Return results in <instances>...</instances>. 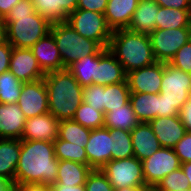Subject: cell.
I'll return each instance as SVG.
<instances>
[{
	"instance_id": "cell-1",
	"label": "cell",
	"mask_w": 191,
	"mask_h": 191,
	"mask_svg": "<svg viewBox=\"0 0 191 191\" xmlns=\"http://www.w3.org/2000/svg\"><path fill=\"white\" fill-rule=\"evenodd\" d=\"M59 160L54 143L41 140H21V152L15 172V184L56 182Z\"/></svg>"
},
{
	"instance_id": "cell-2",
	"label": "cell",
	"mask_w": 191,
	"mask_h": 191,
	"mask_svg": "<svg viewBox=\"0 0 191 191\" xmlns=\"http://www.w3.org/2000/svg\"><path fill=\"white\" fill-rule=\"evenodd\" d=\"M43 80L48 94L49 113L59 121L73 119L83 102V87L67 68L48 72Z\"/></svg>"
},
{
	"instance_id": "cell-3",
	"label": "cell",
	"mask_w": 191,
	"mask_h": 191,
	"mask_svg": "<svg viewBox=\"0 0 191 191\" xmlns=\"http://www.w3.org/2000/svg\"><path fill=\"white\" fill-rule=\"evenodd\" d=\"M108 50L122 64L126 74L156 62L149 34L127 28L113 31Z\"/></svg>"
},
{
	"instance_id": "cell-4",
	"label": "cell",
	"mask_w": 191,
	"mask_h": 191,
	"mask_svg": "<svg viewBox=\"0 0 191 191\" xmlns=\"http://www.w3.org/2000/svg\"><path fill=\"white\" fill-rule=\"evenodd\" d=\"M6 41L13 47L31 48L42 37L50 33L52 22L38 12L23 16H6Z\"/></svg>"
},
{
	"instance_id": "cell-5",
	"label": "cell",
	"mask_w": 191,
	"mask_h": 191,
	"mask_svg": "<svg viewBox=\"0 0 191 191\" xmlns=\"http://www.w3.org/2000/svg\"><path fill=\"white\" fill-rule=\"evenodd\" d=\"M50 32L55 38L64 68L87 55L99 54L104 48L79 35L66 21L53 22Z\"/></svg>"
},
{
	"instance_id": "cell-6",
	"label": "cell",
	"mask_w": 191,
	"mask_h": 191,
	"mask_svg": "<svg viewBox=\"0 0 191 191\" xmlns=\"http://www.w3.org/2000/svg\"><path fill=\"white\" fill-rule=\"evenodd\" d=\"M66 22L79 35L97 42L103 48H108L113 31L103 13L76 9L69 14Z\"/></svg>"
},
{
	"instance_id": "cell-7",
	"label": "cell",
	"mask_w": 191,
	"mask_h": 191,
	"mask_svg": "<svg viewBox=\"0 0 191 191\" xmlns=\"http://www.w3.org/2000/svg\"><path fill=\"white\" fill-rule=\"evenodd\" d=\"M100 170L115 190L145 185L142 161L135 156L110 160Z\"/></svg>"
},
{
	"instance_id": "cell-8",
	"label": "cell",
	"mask_w": 191,
	"mask_h": 191,
	"mask_svg": "<svg viewBox=\"0 0 191 191\" xmlns=\"http://www.w3.org/2000/svg\"><path fill=\"white\" fill-rule=\"evenodd\" d=\"M160 94L179 110L191 97V74L164 62Z\"/></svg>"
},
{
	"instance_id": "cell-9",
	"label": "cell",
	"mask_w": 191,
	"mask_h": 191,
	"mask_svg": "<svg viewBox=\"0 0 191 191\" xmlns=\"http://www.w3.org/2000/svg\"><path fill=\"white\" fill-rule=\"evenodd\" d=\"M149 37L156 61L169 63L176 52L191 39V27L156 29Z\"/></svg>"
},
{
	"instance_id": "cell-10",
	"label": "cell",
	"mask_w": 191,
	"mask_h": 191,
	"mask_svg": "<svg viewBox=\"0 0 191 191\" xmlns=\"http://www.w3.org/2000/svg\"><path fill=\"white\" fill-rule=\"evenodd\" d=\"M145 185H157L166 175L181 167L174 149L160 147L150 157L142 161Z\"/></svg>"
},
{
	"instance_id": "cell-11",
	"label": "cell",
	"mask_w": 191,
	"mask_h": 191,
	"mask_svg": "<svg viewBox=\"0 0 191 191\" xmlns=\"http://www.w3.org/2000/svg\"><path fill=\"white\" fill-rule=\"evenodd\" d=\"M17 104L26 119L49 113L48 94L43 78L23 83Z\"/></svg>"
},
{
	"instance_id": "cell-12",
	"label": "cell",
	"mask_w": 191,
	"mask_h": 191,
	"mask_svg": "<svg viewBox=\"0 0 191 191\" xmlns=\"http://www.w3.org/2000/svg\"><path fill=\"white\" fill-rule=\"evenodd\" d=\"M164 62L156 61L154 64L133 70L127 73V83L131 93L158 94L161 89Z\"/></svg>"
},
{
	"instance_id": "cell-13",
	"label": "cell",
	"mask_w": 191,
	"mask_h": 191,
	"mask_svg": "<svg viewBox=\"0 0 191 191\" xmlns=\"http://www.w3.org/2000/svg\"><path fill=\"white\" fill-rule=\"evenodd\" d=\"M112 137L110 129L106 127L91 130L85 146L88 165L92 169H101L111 160Z\"/></svg>"
},
{
	"instance_id": "cell-14",
	"label": "cell",
	"mask_w": 191,
	"mask_h": 191,
	"mask_svg": "<svg viewBox=\"0 0 191 191\" xmlns=\"http://www.w3.org/2000/svg\"><path fill=\"white\" fill-rule=\"evenodd\" d=\"M9 71L23 83L33 82L45 76L30 48L13 47Z\"/></svg>"
},
{
	"instance_id": "cell-15",
	"label": "cell",
	"mask_w": 191,
	"mask_h": 191,
	"mask_svg": "<svg viewBox=\"0 0 191 191\" xmlns=\"http://www.w3.org/2000/svg\"><path fill=\"white\" fill-rule=\"evenodd\" d=\"M59 122L50 113L26 119L21 140L54 142L58 138Z\"/></svg>"
},
{
	"instance_id": "cell-16",
	"label": "cell",
	"mask_w": 191,
	"mask_h": 191,
	"mask_svg": "<svg viewBox=\"0 0 191 191\" xmlns=\"http://www.w3.org/2000/svg\"><path fill=\"white\" fill-rule=\"evenodd\" d=\"M149 124L161 147L173 149L187 132L179 115L156 117Z\"/></svg>"
},
{
	"instance_id": "cell-17",
	"label": "cell",
	"mask_w": 191,
	"mask_h": 191,
	"mask_svg": "<svg viewBox=\"0 0 191 191\" xmlns=\"http://www.w3.org/2000/svg\"><path fill=\"white\" fill-rule=\"evenodd\" d=\"M30 49L45 74L65 69L51 32L37 41Z\"/></svg>"
},
{
	"instance_id": "cell-18",
	"label": "cell",
	"mask_w": 191,
	"mask_h": 191,
	"mask_svg": "<svg viewBox=\"0 0 191 191\" xmlns=\"http://www.w3.org/2000/svg\"><path fill=\"white\" fill-rule=\"evenodd\" d=\"M25 122L17 103H0V138L21 139Z\"/></svg>"
},
{
	"instance_id": "cell-19",
	"label": "cell",
	"mask_w": 191,
	"mask_h": 191,
	"mask_svg": "<svg viewBox=\"0 0 191 191\" xmlns=\"http://www.w3.org/2000/svg\"><path fill=\"white\" fill-rule=\"evenodd\" d=\"M127 74L115 56L104 48L98 54L97 78L98 85L106 86L126 81Z\"/></svg>"
},
{
	"instance_id": "cell-20",
	"label": "cell",
	"mask_w": 191,
	"mask_h": 191,
	"mask_svg": "<svg viewBox=\"0 0 191 191\" xmlns=\"http://www.w3.org/2000/svg\"><path fill=\"white\" fill-rule=\"evenodd\" d=\"M138 3L139 0H108L104 16L112 31L128 28Z\"/></svg>"
},
{
	"instance_id": "cell-21",
	"label": "cell",
	"mask_w": 191,
	"mask_h": 191,
	"mask_svg": "<svg viewBox=\"0 0 191 191\" xmlns=\"http://www.w3.org/2000/svg\"><path fill=\"white\" fill-rule=\"evenodd\" d=\"M134 156L140 161L150 157L161 146L149 123L140 122L131 131Z\"/></svg>"
},
{
	"instance_id": "cell-22",
	"label": "cell",
	"mask_w": 191,
	"mask_h": 191,
	"mask_svg": "<svg viewBox=\"0 0 191 191\" xmlns=\"http://www.w3.org/2000/svg\"><path fill=\"white\" fill-rule=\"evenodd\" d=\"M159 5L154 0H139L127 29L133 32L150 34L156 30Z\"/></svg>"
},
{
	"instance_id": "cell-23",
	"label": "cell",
	"mask_w": 191,
	"mask_h": 191,
	"mask_svg": "<svg viewBox=\"0 0 191 191\" xmlns=\"http://www.w3.org/2000/svg\"><path fill=\"white\" fill-rule=\"evenodd\" d=\"M21 152V139L0 138V176L15 185V172Z\"/></svg>"
},
{
	"instance_id": "cell-24",
	"label": "cell",
	"mask_w": 191,
	"mask_h": 191,
	"mask_svg": "<svg viewBox=\"0 0 191 191\" xmlns=\"http://www.w3.org/2000/svg\"><path fill=\"white\" fill-rule=\"evenodd\" d=\"M35 11L53 22L67 21L77 9L78 0H31Z\"/></svg>"
},
{
	"instance_id": "cell-25",
	"label": "cell",
	"mask_w": 191,
	"mask_h": 191,
	"mask_svg": "<svg viewBox=\"0 0 191 191\" xmlns=\"http://www.w3.org/2000/svg\"><path fill=\"white\" fill-rule=\"evenodd\" d=\"M92 168L79 162L59 160L57 179L52 185H85Z\"/></svg>"
},
{
	"instance_id": "cell-26",
	"label": "cell",
	"mask_w": 191,
	"mask_h": 191,
	"mask_svg": "<svg viewBox=\"0 0 191 191\" xmlns=\"http://www.w3.org/2000/svg\"><path fill=\"white\" fill-rule=\"evenodd\" d=\"M130 103L140 122L149 123L158 117L159 93H130Z\"/></svg>"
},
{
	"instance_id": "cell-27",
	"label": "cell",
	"mask_w": 191,
	"mask_h": 191,
	"mask_svg": "<svg viewBox=\"0 0 191 191\" xmlns=\"http://www.w3.org/2000/svg\"><path fill=\"white\" fill-rule=\"evenodd\" d=\"M98 54L87 55L78 59L67 69L82 86L98 84L97 78Z\"/></svg>"
},
{
	"instance_id": "cell-28",
	"label": "cell",
	"mask_w": 191,
	"mask_h": 191,
	"mask_svg": "<svg viewBox=\"0 0 191 191\" xmlns=\"http://www.w3.org/2000/svg\"><path fill=\"white\" fill-rule=\"evenodd\" d=\"M140 121L135 115L130 101L117 109L104 114V125L108 129H122L131 131Z\"/></svg>"
},
{
	"instance_id": "cell-29",
	"label": "cell",
	"mask_w": 191,
	"mask_h": 191,
	"mask_svg": "<svg viewBox=\"0 0 191 191\" xmlns=\"http://www.w3.org/2000/svg\"><path fill=\"white\" fill-rule=\"evenodd\" d=\"M180 27H191V10L159 6L156 29H177Z\"/></svg>"
},
{
	"instance_id": "cell-30",
	"label": "cell",
	"mask_w": 191,
	"mask_h": 191,
	"mask_svg": "<svg viewBox=\"0 0 191 191\" xmlns=\"http://www.w3.org/2000/svg\"><path fill=\"white\" fill-rule=\"evenodd\" d=\"M130 93L127 80L104 86L103 113H108L112 109H117L127 104L130 101Z\"/></svg>"
},
{
	"instance_id": "cell-31",
	"label": "cell",
	"mask_w": 191,
	"mask_h": 191,
	"mask_svg": "<svg viewBox=\"0 0 191 191\" xmlns=\"http://www.w3.org/2000/svg\"><path fill=\"white\" fill-rule=\"evenodd\" d=\"M91 129L85 128L73 119L61 120L59 122L58 137L61 140L77 145H87Z\"/></svg>"
},
{
	"instance_id": "cell-32",
	"label": "cell",
	"mask_w": 191,
	"mask_h": 191,
	"mask_svg": "<svg viewBox=\"0 0 191 191\" xmlns=\"http://www.w3.org/2000/svg\"><path fill=\"white\" fill-rule=\"evenodd\" d=\"M112 137L111 160L127 159L134 156L132 138L129 131L110 129Z\"/></svg>"
},
{
	"instance_id": "cell-33",
	"label": "cell",
	"mask_w": 191,
	"mask_h": 191,
	"mask_svg": "<svg viewBox=\"0 0 191 191\" xmlns=\"http://www.w3.org/2000/svg\"><path fill=\"white\" fill-rule=\"evenodd\" d=\"M53 143L55 157L58 160H68L88 165V158L84 145L67 142L61 140L59 137Z\"/></svg>"
},
{
	"instance_id": "cell-34",
	"label": "cell",
	"mask_w": 191,
	"mask_h": 191,
	"mask_svg": "<svg viewBox=\"0 0 191 191\" xmlns=\"http://www.w3.org/2000/svg\"><path fill=\"white\" fill-rule=\"evenodd\" d=\"M23 82L10 71L0 74V103H17Z\"/></svg>"
},
{
	"instance_id": "cell-35",
	"label": "cell",
	"mask_w": 191,
	"mask_h": 191,
	"mask_svg": "<svg viewBox=\"0 0 191 191\" xmlns=\"http://www.w3.org/2000/svg\"><path fill=\"white\" fill-rule=\"evenodd\" d=\"M75 122L91 130L101 128L104 125V113L96 110L92 106L85 102L77 108L75 116L73 117Z\"/></svg>"
},
{
	"instance_id": "cell-36",
	"label": "cell",
	"mask_w": 191,
	"mask_h": 191,
	"mask_svg": "<svg viewBox=\"0 0 191 191\" xmlns=\"http://www.w3.org/2000/svg\"><path fill=\"white\" fill-rule=\"evenodd\" d=\"M156 186L161 191H180L191 188L188 177L184 174L181 167L166 175Z\"/></svg>"
},
{
	"instance_id": "cell-37",
	"label": "cell",
	"mask_w": 191,
	"mask_h": 191,
	"mask_svg": "<svg viewBox=\"0 0 191 191\" xmlns=\"http://www.w3.org/2000/svg\"><path fill=\"white\" fill-rule=\"evenodd\" d=\"M86 191H115L100 169H92L85 182Z\"/></svg>"
},
{
	"instance_id": "cell-38",
	"label": "cell",
	"mask_w": 191,
	"mask_h": 191,
	"mask_svg": "<svg viewBox=\"0 0 191 191\" xmlns=\"http://www.w3.org/2000/svg\"><path fill=\"white\" fill-rule=\"evenodd\" d=\"M104 86L92 84L83 87V102L103 112Z\"/></svg>"
},
{
	"instance_id": "cell-39",
	"label": "cell",
	"mask_w": 191,
	"mask_h": 191,
	"mask_svg": "<svg viewBox=\"0 0 191 191\" xmlns=\"http://www.w3.org/2000/svg\"><path fill=\"white\" fill-rule=\"evenodd\" d=\"M169 64L191 74V39L176 52Z\"/></svg>"
},
{
	"instance_id": "cell-40",
	"label": "cell",
	"mask_w": 191,
	"mask_h": 191,
	"mask_svg": "<svg viewBox=\"0 0 191 191\" xmlns=\"http://www.w3.org/2000/svg\"><path fill=\"white\" fill-rule=\"evenodd\" d=\"M173 149L181 163L191 162V132L187 131Z\"/></svg>"
},
{
	"instance_id": "cell-41",
	"label": "cell",
	"mask_w": 191,
	"mask_h": 191,
	"mask_svg": "<svg viewBox=\"0 0 191 191\" xmlns=\"http://www.w3.org/2000/svg\"><path fill=\"white\" fill-rule=\"evenodd\" d=\"M108 0H78L77 9L105 13Z\"/></svg>"
},
{
	"instance_id": "cell-42",
	"label": "cell",
	"mask_w": 191,
	"mask_h": 191,
	"mask_svg": "<svg viewBox=\"0 0 191 191\" xmlns=\"http://www.w3.org/2000/svg\"><path fill=\"white\" fill-rule=\"evenodd\" d=\"M35 12V7L31 0H20L14 5L7 16H23L34 14Z\"/></svg>"
},
{
	"instance_id": "cell-43",
	"label": "cell",
	"mask_w": 191,
	"mask_h": 191,
	"mask_svg": "<svg viewBox=\"0 0 191 191\" xmlns=\"http://www.w3.org/2000/svg\"><path fill=\"white\" fill-rule=\"evenodd\" d=\"M12 50L13 46L8 41L0 45V74L9 71Z\"/></svg>"
},
{
	"instance_id": "cell-44",
	"label": "cell",
	"mask_w": 191,
	"mask_h": 191,
	"mask_svg": "<svg viewBox=\"0 0 191 191\" xmlns=\"http://www.w3.org/2000/svg\"><path fill=\"white\" fill-rule=\"evenodd\" d=\"M159 6L180 10H191V0H154Z\"/></svg>"
},
{
	"instance_id": "cell-45",
	"label": "cell",
	"mask_w": 191,
	"mask_h": 191,
	"mask_svg": "<svg viewBox=\"0 0 191 191\" xmlns=\"http://www.w3.org/2000/svg\"><path fill=\"white\" fill-rule=\"evenodd\" d=\"M180 114V110L170 105L165 99L164 96H162L159 93V111H158V117L162 116H177Z\"/></svg>"
},
{
	"instance_id": "cell-46",
	"label": "cell",
	"mask_w": 191,
	"mask_h": 191,
	"mask_svg": "<svg viewBox=\"0 0 191 191\" xmlns=\"http://www.w3.org/2000/svg\"><path fill=\"white\" fill-rule=\"evenodd\" d=\"M179 116L186 131L191 132V97L181 108Z\"/></svg>"
},
{
	"instance_id": "cell-47",
	"label": "cell",
	"mask_w": 191,
	"mask_h": 191,
	"mask_svg": "<svg viewBox=\"0 0 191 191\" xmlns=\"http://www.w3.org/2000/svg\"><path fill=\"white\" fill-rule=\"evenodd\" d=\"M14 191H51L50 185L40 183L15 184Z\"/></svg>"
},
{
	"instance_id": "cell-48",
	"label": "cell",
	"mask_w": 191,
	"mask_h": 191,
	"mask_svg": "<svg viewBox=\"0 0 191 191\" xmlns=\"http://www.w3.org/2000/svg\"><path fill=\"white\" fill-rule=\"evenodd\" d=\"M20 0H0V19H4Z\"/></svg>"
},
{
	"instance_id": "cell-49",
	"label": "cell",
	"mask_w": 191,
	"mask_h": 191,
	"mask_svg": "<svg viewBox=\"0 0 191 191\" xmlns=\"http://www.w3.org/2000/svg\"><path fill=\"white\" fill-rule=\"evenodd\" d=\"M51 191H86L84 185H50Z\"/></svg>"
},
{
	"instance_id": "cell-50",
	"label": "cell",
	"mask_w": 191,
	"mask_h": 191,
	"mask_svg": "<svg viewBox=\"0 0 191 191\" xmlns=\"http://www.w3.org/2000/svg\"><path fill=\"white\" fill-rule=\"evenodd\" d=\"M0 191H14L13 184L2 176H0Z\"/></svg>"
},
{
	"instance_id": "cell-51",
	"label": "cell",
	"mask_w": 191,
	"mask_h": 191,
	"mask_svg": "<svg viewBox=\"0 0 191 191\" xmlns=\"http://www.w3.org/2000/svg\"><path fill=\"white\" fill-rule=\"evenodd\" d=\"M181 168L184 174L188 177V181L191 186V162L181 163Z\"/></svg>"
},
{
	"instance_id": "cell-52",
	"label": "cell",
	"mask_w": 191,
	"mask_h": 191,
	"mask_svg": "<svg viewBox=\"0 0 191 191\" xmlns=\"http://www.w3.org/2000/svg\"><path fill=\"white\" fill-rule=\"evenodd\" d=\"M6 42V26L3 19H0V45Z\"/></svg>"
},
{
	"instance_id": "cell-53",
	"label": "cell",
	"mask_w": 191,
	"mask_h": 191,
	"mask_svg": "<svg viewBox=\"0 0 191 191\" xmlns=\"http://www.w3.org/2000/svg\"><path fill=\"white\" fill-rule=\"evenodd\" d=\"M140 191H161L156 185H142Z\"/></svg>"
},
{
	"instance_id": "cell-54",
	"label": "cell",
	"mask_w": 191,
	"mask_h": 191,
	"mask_svg": "<svg viewBox=\"0 0 191 191\" xmlns=\"http://www.w3.org/2000/svg\"><path fill=\"white\" fill-rule=\"evenodd\" d=\"M115 191H140V186L137 187H124Z\"/></svg>"
},
{
	"instance_id": "cell-55",
	"label": "cell",
	"mask_w": 191,
	"mask_h": 191,
	"mask_svg": "<svg viewBox=\"0 0 191 191\" xmlns=\"http://www.w3.org/2000/svg\"><path fill=\"white\" fill-rule=\"evenodd\" d=\"M180 191H191V188L186 189V190L182 189V190H180Z\"/></svg>"
}]
</instances>
